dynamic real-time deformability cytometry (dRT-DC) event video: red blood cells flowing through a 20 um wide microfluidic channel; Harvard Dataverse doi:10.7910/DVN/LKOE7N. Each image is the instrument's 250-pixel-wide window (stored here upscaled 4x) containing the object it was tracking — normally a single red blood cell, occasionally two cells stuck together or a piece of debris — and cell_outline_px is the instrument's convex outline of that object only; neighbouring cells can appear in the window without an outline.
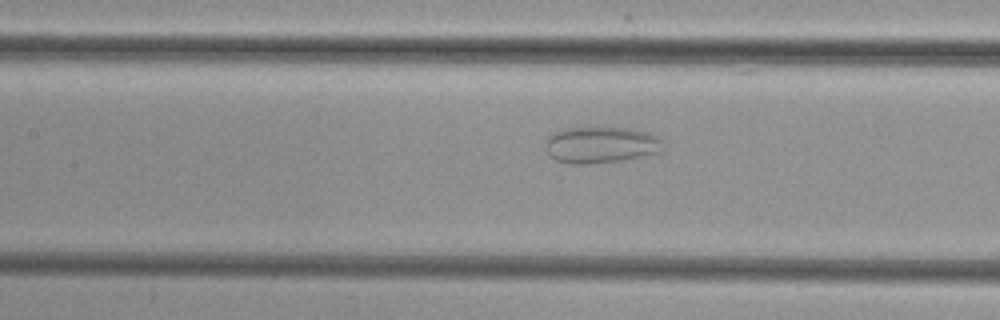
{"species": "common noctule bat (a hibernating species)", "species_latin": "Nyctalus noctula", "temperature_condition": "cold", "stored_images_in_passage": 48, "camera_frame_rate_fps": 3000, "um_per_image_px": 0.085, "animal": {"sex": "female", "body_mass_g": 29.2, "forearm_length_mm": 56.3}, "frame": {"image": 1, "passage_image": 20, "time_ms": 6.333, "image_size_px": [1000, 320], "cell_outline_px": [[664, 148], [660, 152], [624, 160], [588, 164], [568, 164], [556, 160], [548, 156], [544, 148], [544, 144], [548, 136], [552, 132], [568, 128], [628, 128], [644, 132], [656, 136], [660, 140]], "centroid_in_image_um": [51.0, 12.33], "position_along_channel_um": 156.4, "area_um2": 25.09}}
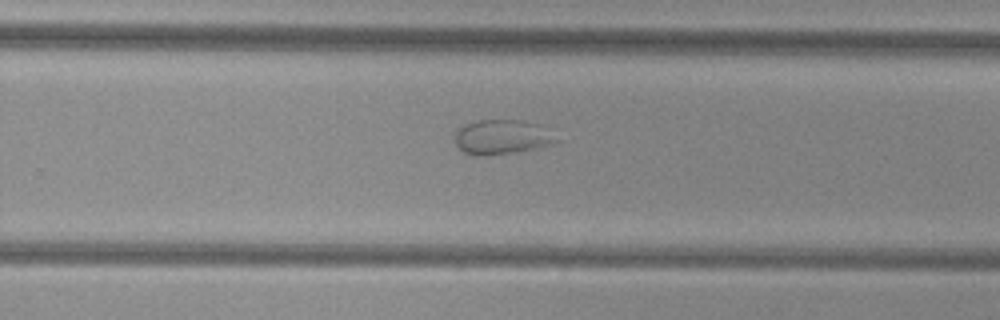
{"frame": {"image": 2, "passage_image": 30, "time_ms": 9.667, "image_size_px": [1000, 320], "cell_outline_px": [[560, 140], [552, 144], [512, 152], [484, 156], [476, 156], [464, 152], [452, 140], [452, 132], [464, 124], [476, 120], [524, 120], [540, 124]], "centroid_in_image_um": [42.58, 11.63], "position_along_channel_um": 287.2, "area_um2": 20.69}}
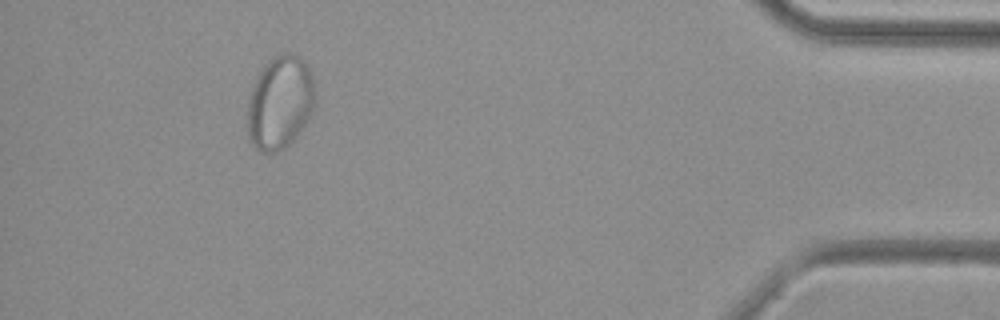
{"frame": {"image": 3, "passage_image": 44, "time_ms": 14.333, "image_size_px": [1000, 320], "cell_outline_px": [[316, 104], [312, 112], [296, 136], [284, 148], [276, 152], [264, 152], [256, 148], [252, 144], [248, 136], [248, 100], [256, 76], [264, 64], [272, 56], [280, 52], [292, 52], [300, 56], [308, 64], [312, 72], [316, 92]], "centroid_in_image_um": [23.83, 8.64], "position_along_channel_um": 411.4, "area_um2": 37.4}}